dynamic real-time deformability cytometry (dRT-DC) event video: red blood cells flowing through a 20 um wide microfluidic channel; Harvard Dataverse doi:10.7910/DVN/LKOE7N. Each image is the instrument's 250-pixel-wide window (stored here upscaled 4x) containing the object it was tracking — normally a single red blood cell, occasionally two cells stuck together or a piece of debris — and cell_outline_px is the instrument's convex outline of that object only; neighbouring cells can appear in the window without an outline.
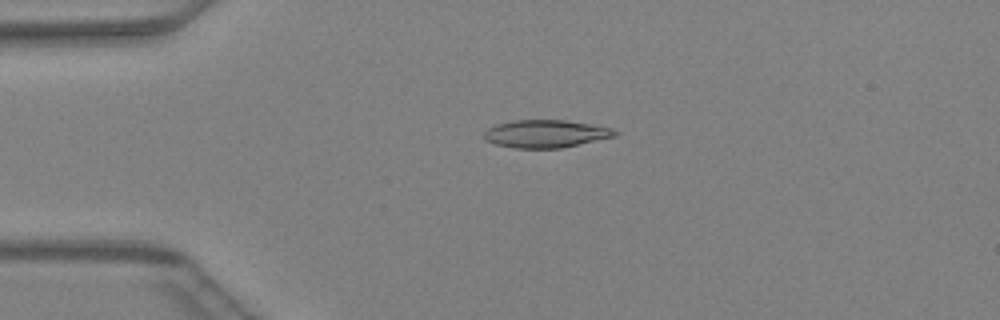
{"species": "Egyptian fruit bat (a non-hibernating species)", "species_latin": "Rousettus aegyptiacus", "temperature_condition": "warm", "stored_images_in_passage": 46, "camera_frame_rate_fps": 3000, "um_per_image_px": 0.085, "animal": {"sex": "female"}, "frame": {"image": 1, "passage_image": 11, "time_ms": 3.333, "image_size_px": [1000, 320], "cell_outline_px": [[616, 136], [560, 148], [516, 148], [496, 144], [484, 140], [484, 132], [488, 128], [496, 124], [512, 120], [564, 120], [612, 128], [616, 132]], "centroid_in_image_um": [46.34, 11.37], "position_along_channel_um": 38.7, "area_um2": 20.92}}
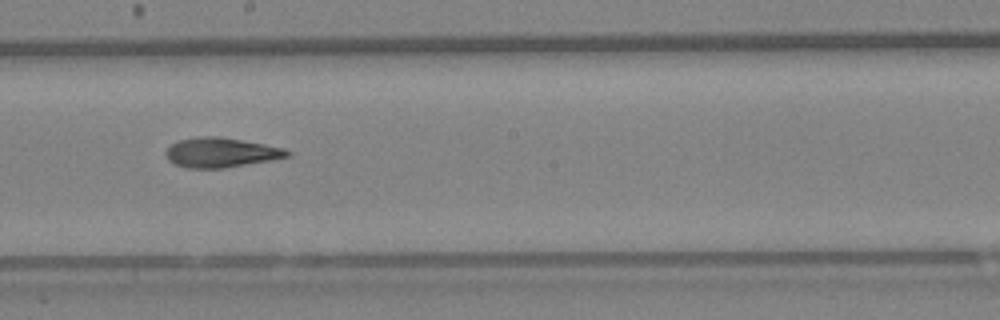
{"frame": {"image": 2, "passage_image": 26, "time_ms": 8.333, "image_size_px": [1000, 320], "cell_outline_px": [[292, 156], [272, 160], [224, 168], [188, 168], [172, 164], [168, 160], [164, 152], [172, 144], [180, 140], [200, 136], [220, 136], [264, 144], [284, 148], [292, 152]], "centroid_in_image_um": [18.79, 12.97], "position_along_channel_um": 229.4, "area_um2": 21.15}}
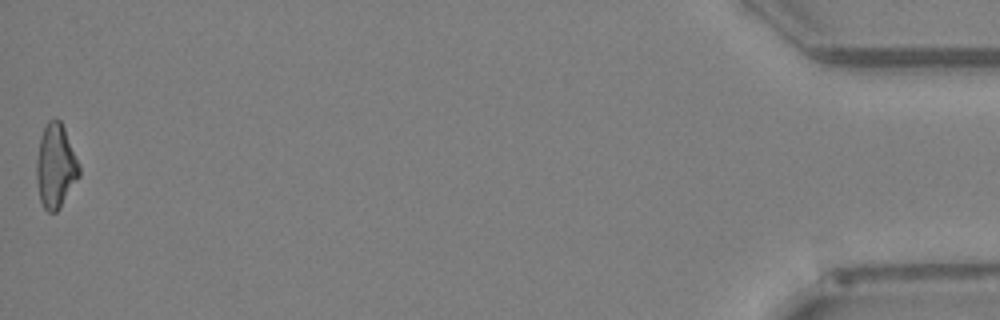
{"frame": {"image": 3, "passage_image": 46, "time_ms": 15.0, "image_size_px": [1000, 320], "cell_outline_px": [[80, 176], [60, 208], [56, 212], [48, 212], [44, 208], [40, 200], [36, 180], [36, 160], [40, 136], [48, 120], [56, 116], [60, 120], [64, 128], [80, 164]], "centroid_in_image_um": [4.73, 14.11], "position_along_channel_um": 430.5, "area_um2": 21.15}}